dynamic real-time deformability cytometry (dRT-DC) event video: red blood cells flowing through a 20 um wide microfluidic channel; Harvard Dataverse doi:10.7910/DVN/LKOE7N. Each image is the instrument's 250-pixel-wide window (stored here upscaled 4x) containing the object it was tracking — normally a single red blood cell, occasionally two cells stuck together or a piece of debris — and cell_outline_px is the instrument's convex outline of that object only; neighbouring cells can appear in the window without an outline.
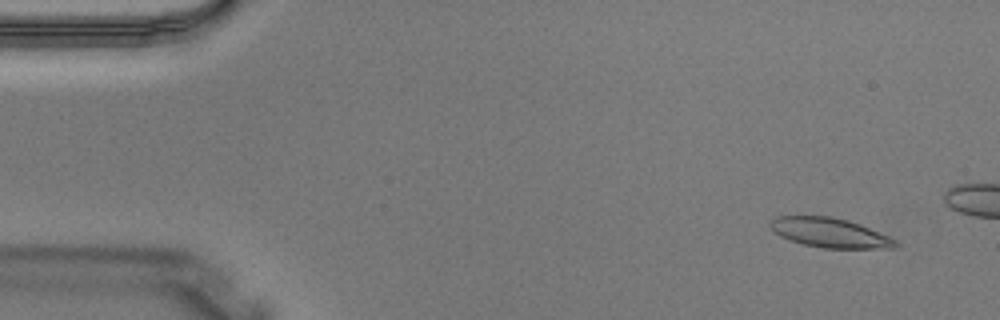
{"species": "Egyptian fruit bat (a non-hibernating species)", "species_latin": "Rousettus aegyptiacus", "temperature_condition": "warm", "stored_images_in_passage": 3, "camera_frame_rate_fps": 3000, "um_per_image_px": 0.085, "animal": {"sex": "male"}, "frame": {"image": 1, "passage_image": 1, "time_ms": 0.0, "image_size_px": [1000, 320], "cell_outline_px": [[900, 244], [896, 248], [824, 248], [804, 244], [788, 240], [780, 236], [768, 224], [776, 216], [832, 216], [848, 220], [860, 224], [888, 236], [896, 240]], "centroid_in_image_um": [70.55, 19.78], "position_along_channel_um": 14.4, "area_um2": 21.5}}